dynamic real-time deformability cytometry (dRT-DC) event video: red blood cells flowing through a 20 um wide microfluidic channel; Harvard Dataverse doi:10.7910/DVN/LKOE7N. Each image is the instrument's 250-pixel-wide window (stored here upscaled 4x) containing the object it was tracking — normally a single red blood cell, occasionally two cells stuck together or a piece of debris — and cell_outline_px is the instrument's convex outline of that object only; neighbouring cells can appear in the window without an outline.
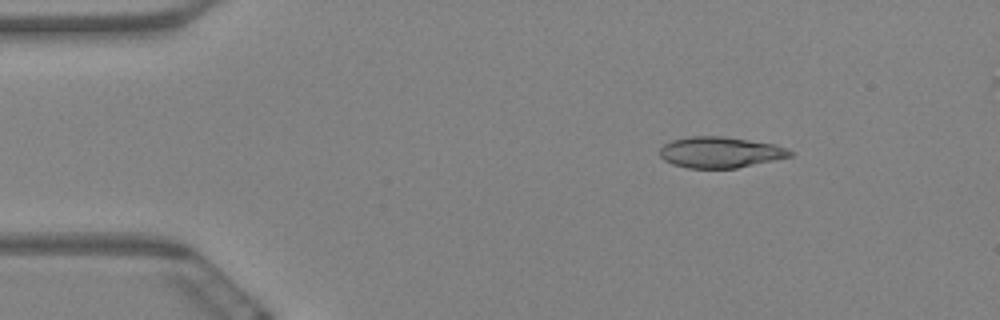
{"species": "Egyptian fruit bat (a non-hibernating species)", "species_latin": "Rousettus aegyptiacus", "temperature_condition": "warm", "stored_images_in_passage": 6, "segment_of_instrument_passage": [1, 2], "camera_frame_rate_fps": 3000, "um_per_image_px": 0.085, "animal": {"sex": "female"}, "frame": {"image": 1, "passage_image": 3, "time_ms": 0.667, "image_size_px": [1000, 320], "cell_outline_px": [[796, 152], [792, 156], [736, 168], [688, 168], [672, 164], [664, 160], [660, 156], [660, 148], [664, 144], [672, 140], [692, 136], [724, 136], [772, 144]], "centroid_in_image_um": [61.19, 12.95], "position_along_channel_um": 23.8, "area_um2": 23.35}}